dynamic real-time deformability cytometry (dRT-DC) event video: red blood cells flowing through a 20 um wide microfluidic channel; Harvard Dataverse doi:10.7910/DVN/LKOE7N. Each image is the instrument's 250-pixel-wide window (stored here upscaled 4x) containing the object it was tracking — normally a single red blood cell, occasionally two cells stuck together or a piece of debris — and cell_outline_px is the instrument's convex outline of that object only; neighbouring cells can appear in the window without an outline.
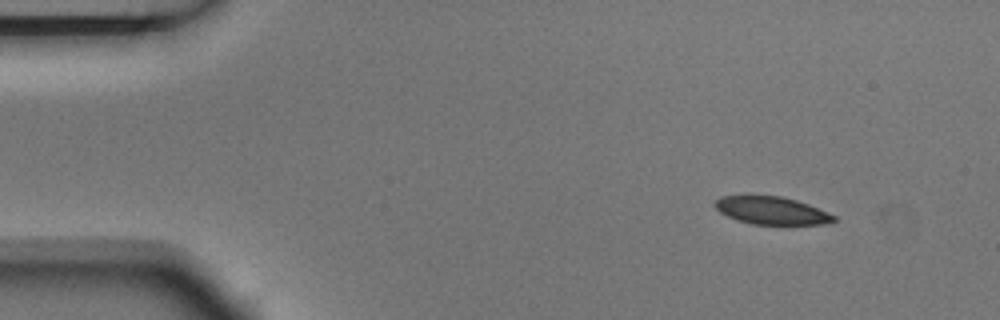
{"species": "Egyptian fruit bat (a non-hibernating species)", "species_latin": "Rousettus aegyptiacus", "temperature_condition": "room temperature", "stored_images_in_passage": 9, "camera_frame_rate_fps": 3000, "um_per_image_px": 0.085, "animal": {"sex": "male"}, "frame": {"image": 1, "passage_image": 1, "time_ms": 0.0, "image_size_px": [1000, 320], "cell_outline_px": [[836, 220], [832, 224], [752, 224], [736, 220], [720, 212], [712, 204], [720, 196], [744, 192], [748, 192], [780, 196], [796, 200], [808, 204], [828, 212], [836, 216]], "centroid_in_image_um": [65.51, 17.84], "position_along_channel_um": 19.5, "area_um2": 20.11}}
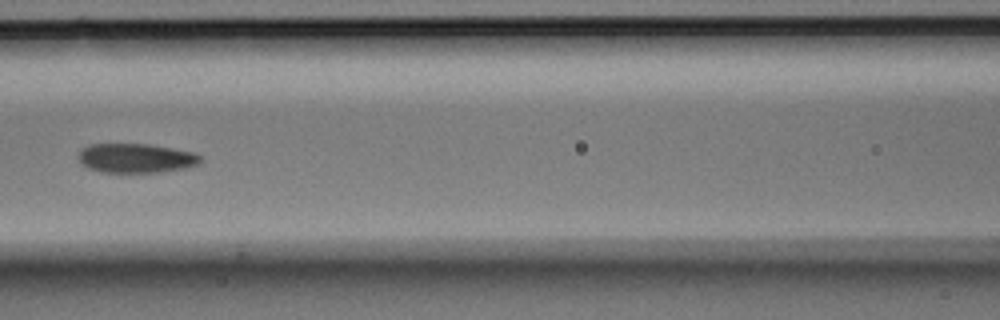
{"frame": {"image": 2, "passage_image": 6, "time_ms": 1.667, "image_size_px": [1000, 320], "cell_outline_px": [[200, 160], [196, 164], [184, 168], [160, 172], [100, 172], [88, 168], [76, 156], [80, 148], [88, 144], [148, 144], [172, 148], [192, 152], [200, 156]], "centroid_in_image_um": [11.48, 13.43], "position_along_channel_um": 155.1, "area_um2": 20.75}}
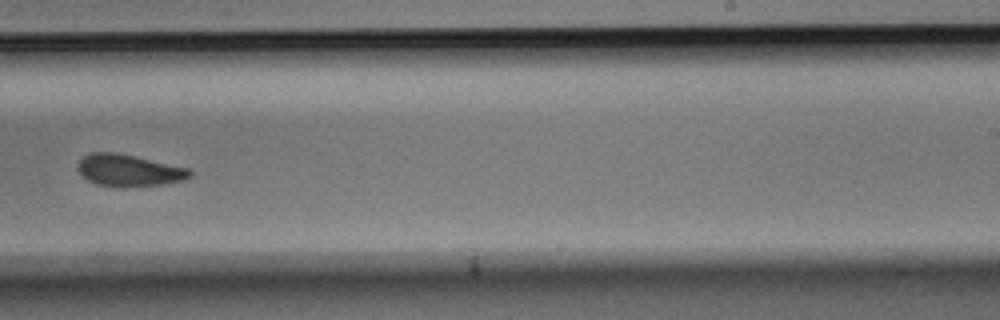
{"frame": {"image": 3, "passage_image": 9, "time_ms": 2.667, "image_size_px": [1000, 320], "cell_outline_px": [[192, 172], [184, 180], [164, 184], [124, 188], [96, 184], [88, 180], [76, 168], [76, 164], [84, 156], [92, 152], [116, 152], [192, 168]], "centroid_in_image_um": [10.97, 14.48], "position_along_channel_um": 278.0, "area_um2": 21.1}}